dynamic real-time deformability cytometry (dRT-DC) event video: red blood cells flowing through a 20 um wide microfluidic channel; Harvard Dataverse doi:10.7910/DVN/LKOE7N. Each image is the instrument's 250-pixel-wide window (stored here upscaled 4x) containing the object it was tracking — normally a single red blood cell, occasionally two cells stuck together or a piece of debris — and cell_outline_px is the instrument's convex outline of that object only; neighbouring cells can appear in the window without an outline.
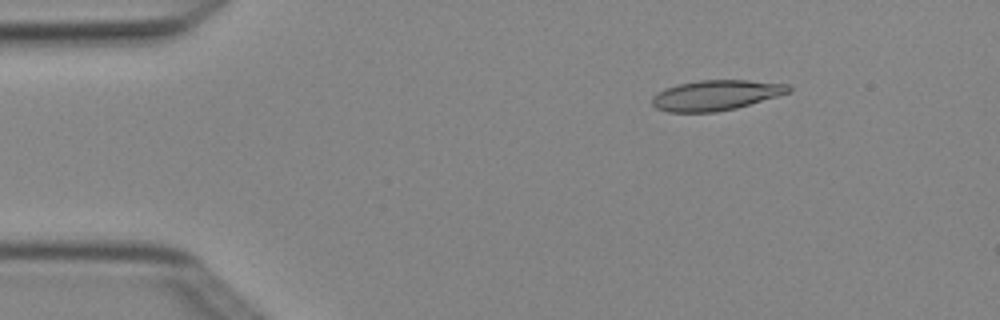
{"species": "Egyptian fruit bat (a non-hibernating species)", "species_latin": "Rousettus aegyptiacus", "temperature_condition": "cold", "stored_images_in_passage": 4, "camera_frame_rate_fps": 3000, "um_per_image_px": 0.085, "animal": {"sex": "female"}, "frame": {"image": 1, "passage_image": 2, "time_ms": 0.333, "image_size_px": [1000, 320], "cell_outline_px": [[792, 92], [736, 108], [716, 112], [668, 112], [656, 108], [652, 104], [652, 96], [656, 92], [664, 88], [676, 84], [700, 80], [748, 80], [788, 84], [792, 88]], "centroid_in_image_um": [60.84, 8.09], "position_along_channel_um": 24.2, "area_um2": 24.28}}